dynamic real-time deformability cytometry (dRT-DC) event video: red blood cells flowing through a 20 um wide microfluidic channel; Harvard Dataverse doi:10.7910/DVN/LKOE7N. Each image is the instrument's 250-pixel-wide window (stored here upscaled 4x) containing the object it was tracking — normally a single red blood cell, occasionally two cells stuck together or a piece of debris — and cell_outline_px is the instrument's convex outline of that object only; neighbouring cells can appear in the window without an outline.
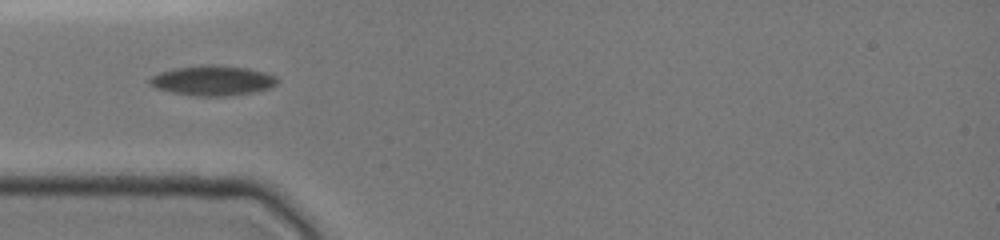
{"species": "common noctule bat (a hibernating species)", "species_latin": "Nyctalus noctula", "temperature_condition": "cold", "stored_images_in_passage": 16, "camera_frame_rate_fps": 3000, "um_per_image_px": 0.085, "animal": {"sex": "female", "body_mass_g": 19.0, "forearm_length_mm": 51.5}, "frame": {"image": 1, "passage_image": 5, "time_ms": 1.667, "image_size_px": [1000, 240], "cell_outline_px": [[276, 84], [272, 88], [252, 92], [224, 96], [196, 96], [172, 92], [156, 88], [148, 84], [148, 80], [152, 76], [160, 72], [176, 68], [204, 64], [208, 64], [248, 68], [264, 72], [276, 76]], "centroid_in_image_um": [18.06, 6.84], "position_along_channel_um": 66.9, "area_um2": 22.2}}
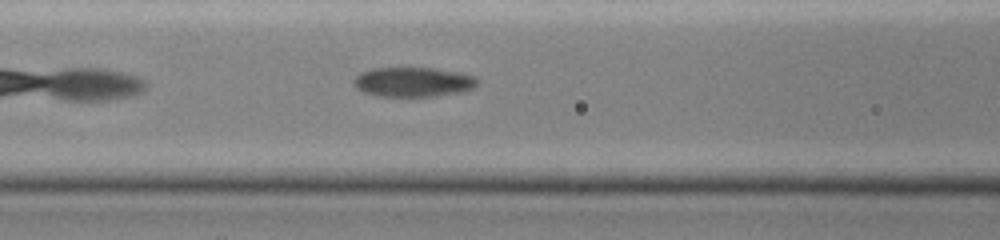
{"frame": {"image": 2, "passage_image": 10, "time_ms": 3.333, "image_size_px": [1000, 240], "cell_outline_px": [[480, 80], [472, 88], [460, 92], [436, 96], [380, 96], [364, 92], [356, 88], [352, 80], [360, 72], [372, 68], [436, 68], [460, 72], [476, 76]], "centroid_in_image_um": [35.13, 6.96], "position_along_channel_um": 131.5, "area_um2": 21.44}}